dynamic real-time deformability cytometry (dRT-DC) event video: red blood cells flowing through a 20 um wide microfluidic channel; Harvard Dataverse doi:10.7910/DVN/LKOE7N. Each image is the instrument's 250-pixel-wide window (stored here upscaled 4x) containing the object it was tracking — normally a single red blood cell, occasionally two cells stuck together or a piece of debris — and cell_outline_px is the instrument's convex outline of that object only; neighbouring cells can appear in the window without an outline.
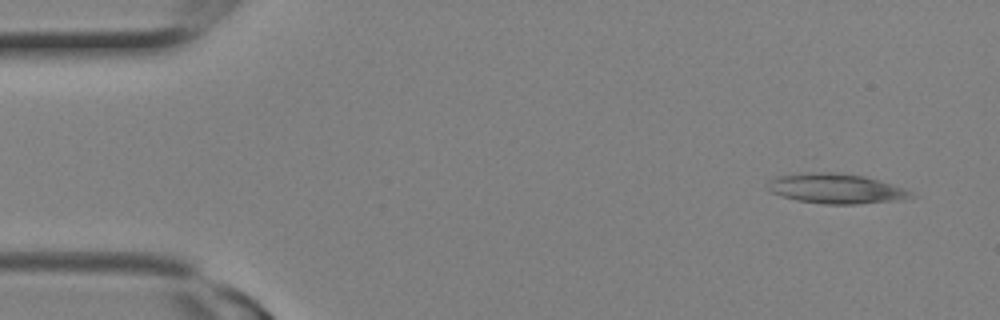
{"species": "Egyptian fruit bat (a non-hibernating species)", "species_latin": "Rousettus aegyptiacus", "temperature_condition": "room temperature", "stored_images_in_passage": 12, "camera_frame_rate_fps": 3000, "um_per_image_px": 0.085, "animal": {"sex": "female"}, "frame": {"image": 1, "passage_image": 1, "time_ms": 0.0, "image_size_px": [1000, 320], "cell_outline_px": [[884, 192], [872, 200], [808, 200], [804, 176], [848, 176], [864, 180]], "centroid_in_image_um": [71.38, 16.03], "position_along_channel_um": 13.6, "area_um2": 11.5}}
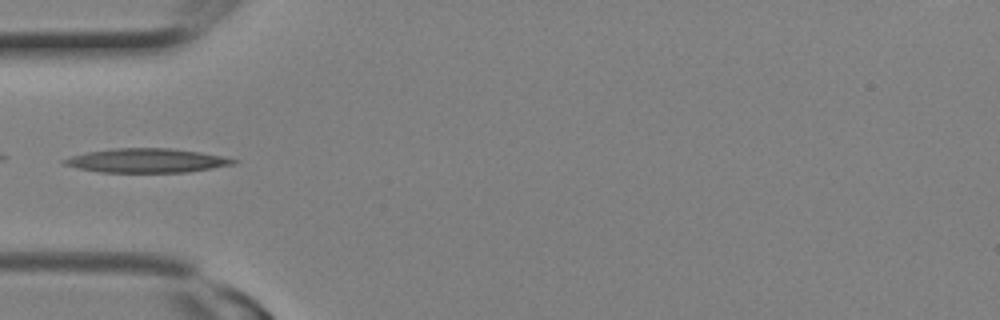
{"frame": {"image": 2, "passage_image": 7, "time_ms": 2.0, "image_size_px": [1000, 320], "cell_outline_px": [[228, 160], [216, 164], [200, 168], [164, 172], [120, 172], [92, 168], [104, 152], [188, 152]], "centroid_in_image_um": [13.06, 13.74], "position_along_channel_um": 71.9, "area_um2": 15.32}}
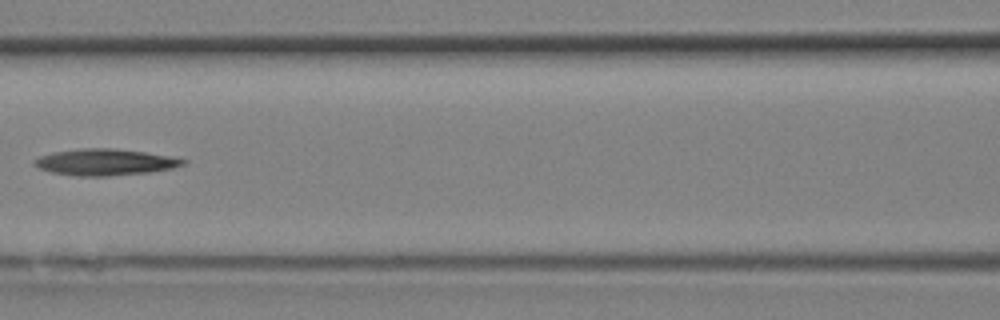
{"frame": {"image": 3, "passage_image": 10, "time_ms": 3.0, "image_size_px": [1000, 320], "cell_outline_px": [[180, 160], [176, 164], [160, 168], [124, 172], [68, 172], [48, 168], [40, 164], [40, 160], [52, 156], [72, 152], [132, 152]], "centroid_in_image_um": [8.99, 13.77], "position_along_channel_um": 157.6, "area_um2": 15.9}}